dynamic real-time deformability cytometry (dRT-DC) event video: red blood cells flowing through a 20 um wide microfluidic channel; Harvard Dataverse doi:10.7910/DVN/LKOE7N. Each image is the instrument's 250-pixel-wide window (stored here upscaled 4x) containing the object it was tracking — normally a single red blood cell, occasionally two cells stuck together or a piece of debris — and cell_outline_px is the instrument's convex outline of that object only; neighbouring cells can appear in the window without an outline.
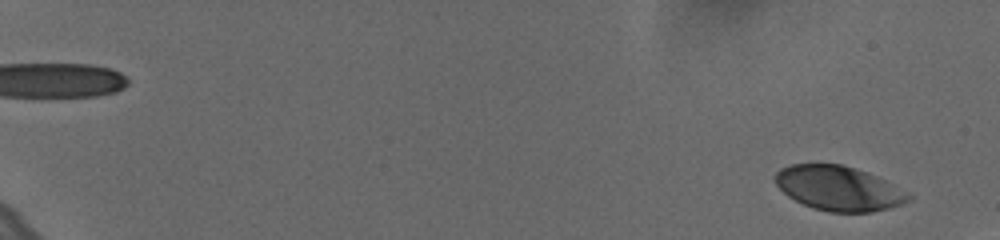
{"species": "human", "species_latin": "Homo sapiens", "temperature_condition": "cold", "stored_images_in_passage": 17, "camera_frame_rate_fps": 3000, "um_per_image_px": 0.085, "donor": {"sex": "female"}, "frame": {"image": 1, "passage_image": 2, "time_ms": 0.333, "image_size_px": [1000, 240], "cell_outline_px": [[912, 196], [908, 200], [900, 204], [888, 208], [872, 212], [828, 212], [812, 208], [788, 196], [776, 184], [772, 176], [780, 168], [792, 164], [840, 164], [868, 172], [892, 184]], "centroid_in_image_um": [71.23, 16.0], "position_along_channel_um": 13.8, "area_um2": 34.39}}
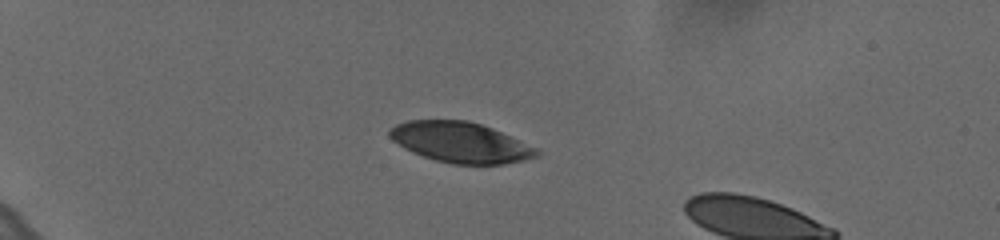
{"frame": {"image": 2, "passage_image": 14, "time_ms": 4.333, "image_size_px": [1000, 240], "cell_outline_px": [[540, 152], [536, 156], [504, 164], [452, 164], [436, 160], [412, 152], [404, 148], [392, 140], [388, 136], [388, 132], [396, 124], [408, 120], [468, 120], [492, 128], [536, 148]], "centroid_in_image_um": [39.09, 12.09], "position_along_channel_um": 45.9, "area_um2": 34.28}}